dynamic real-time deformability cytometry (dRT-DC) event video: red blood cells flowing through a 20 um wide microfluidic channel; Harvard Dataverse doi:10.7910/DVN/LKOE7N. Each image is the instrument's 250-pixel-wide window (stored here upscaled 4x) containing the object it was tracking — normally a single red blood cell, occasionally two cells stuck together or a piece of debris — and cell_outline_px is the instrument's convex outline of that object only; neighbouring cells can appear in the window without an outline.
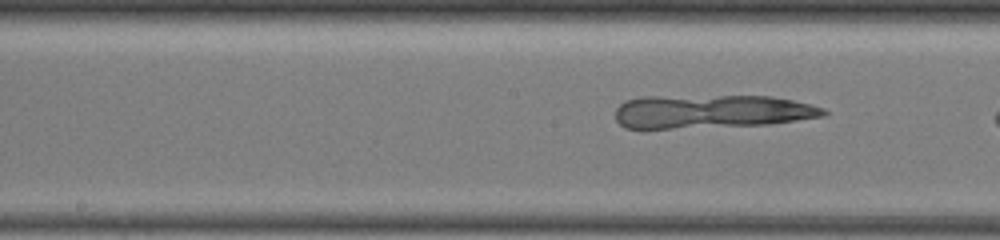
{"species": "common noctule bat (a hibernating species)", "species_latin": "Nyctalus noctula", "temperature_condition": "warm", "stored_images_in_passage": 50, "camera_frame_rate_fps": 3000, "um_per_image_px": 0.085, "animal": {"sex": "female", "body_mass_g": 19.5, "forearm_length_mm": 54.1}, "frame": {"image": 1, "passage_image": 32, "time_ms": 10.333, "image_size_px": [1000, 240], "cell_outline_px": [[828, 116], [768, 124], [640, 132], [624, 128], [616, 120], [616, 108], [624, 100], [640, 96], [772, 96], [812, 104], [824, 108], [828, 112]], "centroid_in_image_um": [60.37, 9.52], "position_along_channel_um": 187.8, "area_um2": 42.43}}